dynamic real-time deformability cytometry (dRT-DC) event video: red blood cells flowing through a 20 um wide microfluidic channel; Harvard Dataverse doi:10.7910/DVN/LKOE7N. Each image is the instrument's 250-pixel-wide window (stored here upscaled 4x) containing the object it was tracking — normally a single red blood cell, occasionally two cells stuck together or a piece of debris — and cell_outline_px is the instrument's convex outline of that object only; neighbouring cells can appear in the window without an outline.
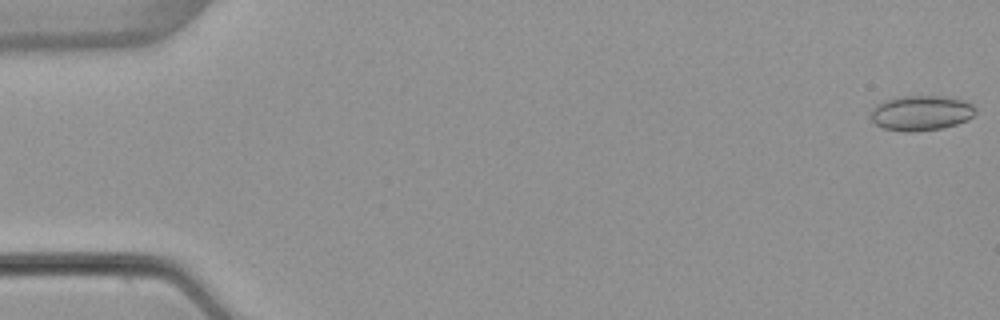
{"species": "common noctule bat (a hibernating species)", "species_latin": "Nyctalus noctula", "temperature_condition": "warm", "stored_images_in_passage": 53, "camera_frame_rate_fps": 3000, "um_per_image_px": 0.085, "animal": {"sex": "female", "body_mass_g": 22.7, "forearm_length_mm": 54.2}, "frame": {"image": 1, "passage_image": 1, "time_ms": 0.0, "image_size_px": [1000, 320], "cell_outline_px": [[976, 112], [968, 120], [956, 124], [940, 128], [916, 132], [904, 132], [884, 128], [876, 124], [868, 116], [872, 108], [876, 104], [884, 100], [896, 96], [952, 96], [964, 100], [972, 104], [976, 108]], "centroid_in_image_um": [78.28, 9.59], "position_along_channel_um": 6.7, "area_um2": 21.85}}
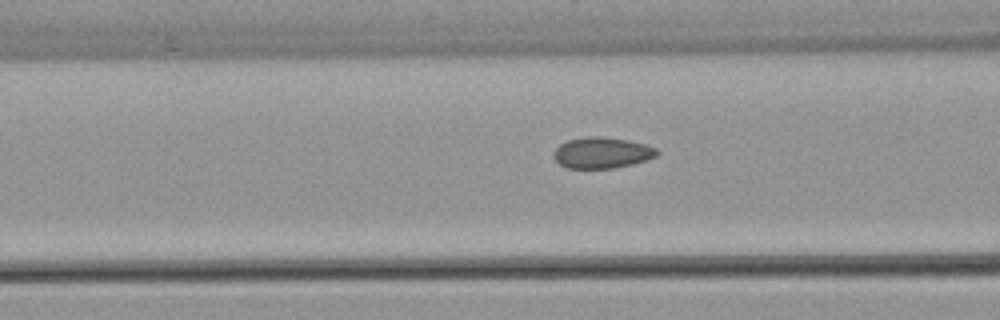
{"frame": {"image": 2, "passage_image": 21, "time_ms": 6.667, "image_size_px": [1000, 320], "cell_outline_px": [[660, 152], [656, 156], [632, 164], [616, 168], [568, 168], [560, 164], [552, 156], [552, 152], [560, 144], [568, 140], [588, 136], [600, 136], [628, 140], [644, 144], [656, 148]], "centroid_in_image_um": [51.14, 12.98], "position_along_channel_um": 115.5, "area_um2": 18.67}}
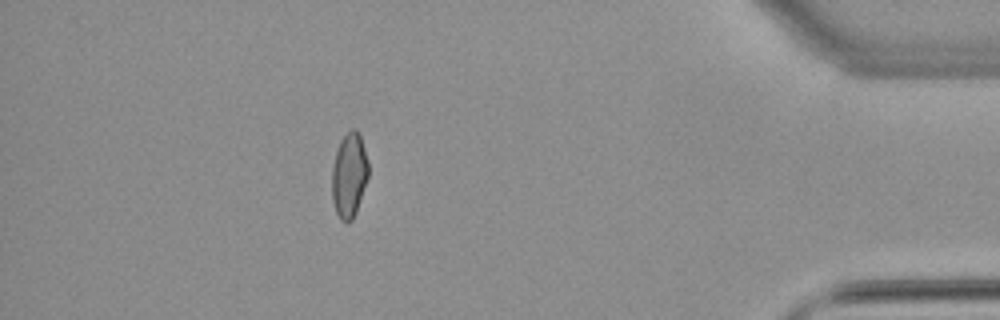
{"frame": {"image": 3, "passage_image": 47, "time_ms": 15.333, "image_size_px": [1000, 320], "cell_outline_px": [[368, 176], [356, 212], [352, 220], [348, 224], [340, 220], [336, 212], [332, 200], [332, 168], [336, 152], [340, 140], [352, 128], [356, 128], [360, 136], [368, 160]], "centroid_in_image_um": [29.67, 14.92], "position_along_channel_um": 405.5, "area_um2": 17.98}, "authors_computed_cell_mechanics": {"area_um2": 18.6116, "velocity_mm_per_s": 3.9072, "shape_relaxation_time_tau1_ms": null, "shape_relaxation_time_tau2_ms": 1.2606, "deformation_change_tau1": null, "deformation_change_tau2": 0.0686}}